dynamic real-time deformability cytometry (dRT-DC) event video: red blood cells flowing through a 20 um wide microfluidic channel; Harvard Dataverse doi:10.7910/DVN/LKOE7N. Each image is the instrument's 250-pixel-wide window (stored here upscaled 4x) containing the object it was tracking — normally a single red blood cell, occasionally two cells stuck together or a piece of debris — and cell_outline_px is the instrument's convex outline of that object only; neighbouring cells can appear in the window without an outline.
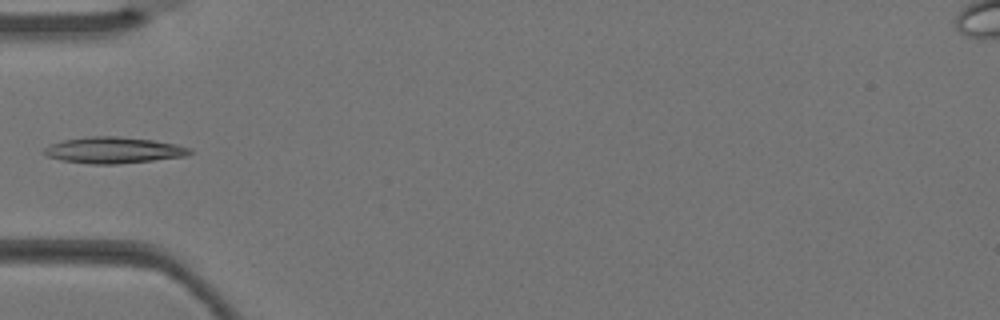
{"species": "Egyptian fruit bat (a non-hibernating species)", "species_latin": "Rousettus aegyptiacus", "temperature_condition": "warm", "stored_images_in_passage": 3, "camera_frame_rate_fps": 3000, "um_per_image_px": 0.085, "animal": {"sex": "female"}, "frame": {"image": 1, "passage_image": 3, "time_ms": 0.667, "image_size_px": [1000, 320], "cell_outline_px": [[192, 152], [184, 156], [120, 164], [92, 164], [60, 160], [48, 156], [40, 152], [48, 144], [60, 140], [92, 136], [120, 136], [152, 140], [176, 144], [192, 148]], "centroid_in_image_um": [9.59, 12.76], "position_along_channel_um": 75.4, "area_um2": 22.43}}